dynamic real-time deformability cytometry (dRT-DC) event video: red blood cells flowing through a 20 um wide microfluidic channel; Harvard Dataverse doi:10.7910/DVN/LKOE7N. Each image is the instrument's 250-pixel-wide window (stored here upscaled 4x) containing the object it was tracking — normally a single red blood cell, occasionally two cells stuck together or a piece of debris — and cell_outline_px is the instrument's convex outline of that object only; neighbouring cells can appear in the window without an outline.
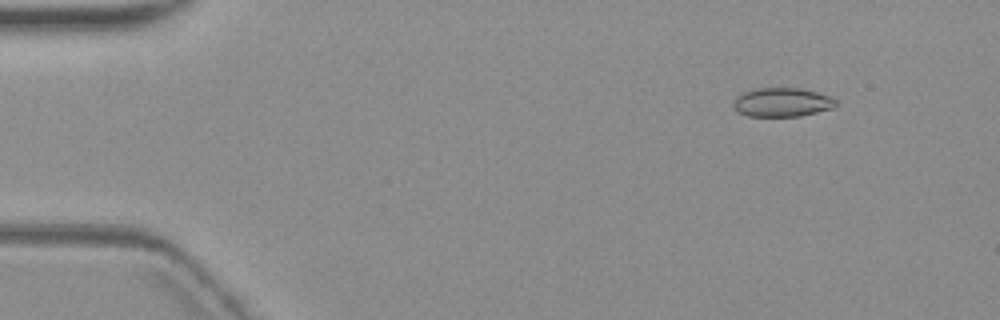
{"species": "common noctule bat (a hibernating species)", "species_latin": "Nyctalus noctula", "temperature_condition": "warm", "stored_images_in_passage": 5, "camera_frame_rate_fps": 3000, "um_per_image_px": 0.085, "animal": {"sex": "female", "body_mass_g": 19.3, "forearm_length_mm": 54.1}, "frame": {"image": 1, "passage_image": 2, "time_ms": 1.333, "image_size_px": [1000, 320], "cell_outline_px": [[836, 104], [832, 108], [800, 116], [748, 116], [736, 112], [732, 108], [732, 104], [736, 96], [744, 92], [756, 88], [800, 88], [816, 92], [828, 96], [836, 100]], "centroid_in_image_um": [66.4, 8.7], "position_along_channel_um": 18.6, "area_um2": 17.28}}
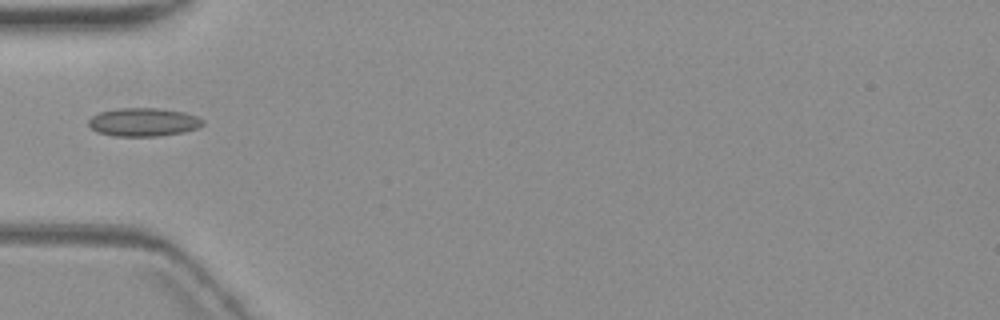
{"frame": {"image": 2, "passage_image": 5, "time_ms": 5.667, "image_size_px": [1000, 320], "cell_outline_px": [[204, 124], [196, 128], [184, 132], [160, 136], [112, 136], [96, 132], [88, 124], [88, 120], [92, 116], [100, 112], [116, 108], [156, 108], [184, 112], [196, 116], [204, 120]], "centroid_in_image_um": [12.17, 10.38], "position_along_channel_um": 72.8, "area_um2": 18.96}}